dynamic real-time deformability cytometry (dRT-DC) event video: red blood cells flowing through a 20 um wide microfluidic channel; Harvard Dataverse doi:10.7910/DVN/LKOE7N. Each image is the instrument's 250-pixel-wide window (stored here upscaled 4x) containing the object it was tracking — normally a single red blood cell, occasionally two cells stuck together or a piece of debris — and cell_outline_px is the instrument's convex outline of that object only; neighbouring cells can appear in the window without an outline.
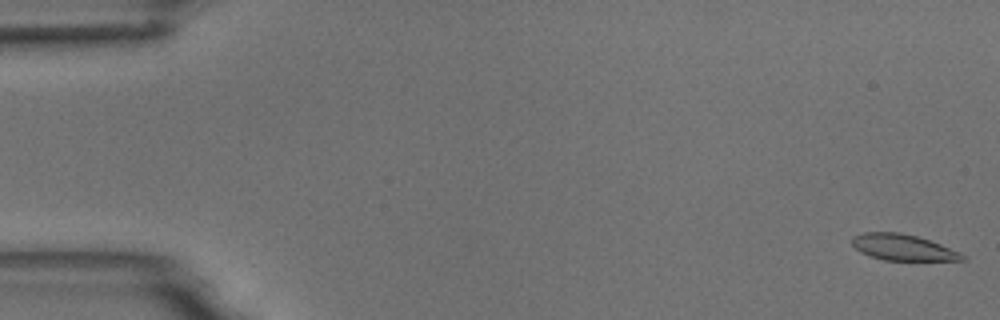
{"species": "common noctule bat (a hibernating species)", "species_latin": "Nyctalus noctula", "temperature_condition": "room temperature", "stored_images_in_passage": 5, "camera_frame_rate_fps": 3000, "um_per_image_px": 0.085, "animal": {"sex": "male", "body_mass_g": 18.8}, "frame": {"image": 1, "passage_image": 1, "time_ms": 0.0, "image_size_px": [1000, 320], "cell_outline_px": [[968, 260], [884, 260], [860, 252], [852, 244], [852, 236], [864, 232], [900, 232], [916, 236], [940, 244], [960, 252], [968, 256]], "centroid_in_image_um": [76.77, 21.02], "position_along_channel_um": 8.2, "area_um2": 16.7}}
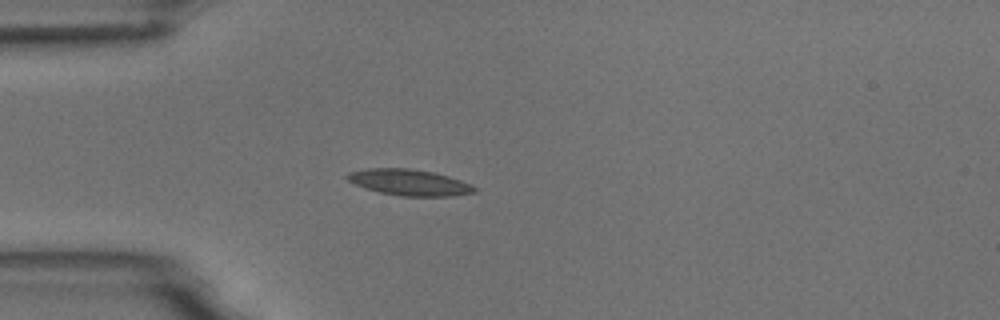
{"frame": {"image": 2, "passage_image": 5, "time_ms": 4.667, "image_size_px": [1000, 320], "cell_outline_px": [[476, 192], [452, 196], [400, 196], [380, 192], [356, 184], [348, 180], [344, 176], [348, 172], [368, 168], [408, 168], [432, 172], [448, 176], [460, 180], [476, 188]], "centroid_in_image_um": [34.77, 15.5], "position_along_channel_um": 50.2, "area_um2": 19.13}}